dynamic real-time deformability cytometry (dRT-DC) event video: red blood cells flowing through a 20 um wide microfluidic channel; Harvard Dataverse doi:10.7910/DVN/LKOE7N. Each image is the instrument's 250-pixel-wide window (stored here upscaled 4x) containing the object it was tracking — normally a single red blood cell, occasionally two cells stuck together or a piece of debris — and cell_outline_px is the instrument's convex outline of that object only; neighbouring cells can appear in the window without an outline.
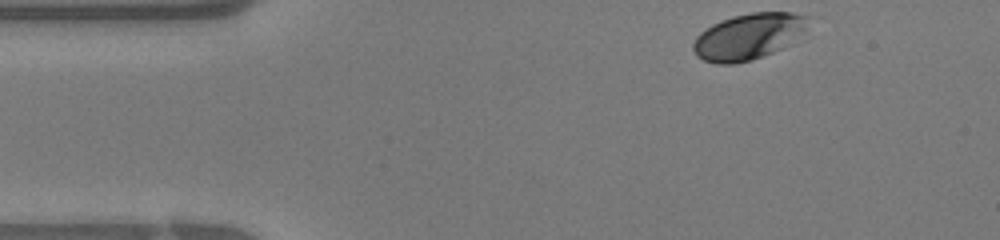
{"species": "human", "species_latin": "Homo sapiens", "temperature_condition": "warm", "stored_images_in_passage": 35, "camera_frame_rate_fps": 3000, "um_per_image_px": 0.085, "donor": {"sex": "female"}, "frame": {"image": 1, "passage_image": 1, "time_ms": 0.0, "image_size_px": [1000, 240], "cell_outline_px": [[808, 16], [804, 32], [780, 48], [772, 52], [752, 60], [736, 64], [716, 64], [704, 60], [696, 56], [692, 48], [692, 44], [696, 36], [700, 32], [712, 24], [720, 20], [732, 16], [752, 12], [792, 12]], "centroid_in_image_um": [63.55, 3.1], "position_along_channel_um": 21.5, "area_um2": 30.75}}
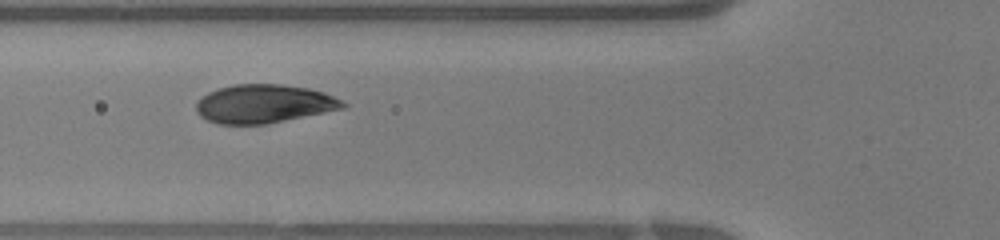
{"frame": {"image": 2, "passage_image": 10, "time_ms": 3.0, "image_size_px": [1000, 240], "cell_outline_px": [[348, 104], [344, 108], [264, 124], [220, 124], [208, 120], [200, 116], [196, 112], [196, 104], [208, 92], [216, 88], [232, 84], [284, 84], [308, 88], [324, 92]], "centroid_in_image_um": [22.41, 8.81], "position_along_channel_um": 103.4, "area_um2": 32.71}}
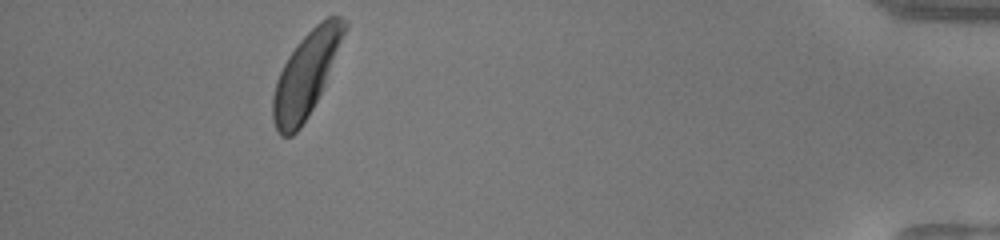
{"frame": {"image": 3, "passage_image": 32, "time_ms": 10.333, "image_size_px": [1000, 240], "cell_outline_px": [[348, 28], [324, 84], [308, 116], [300, 128], [292, 136], [280, 136], [276, 132], [272, 120], [272, 96], [276, 80], [288, 56], [300, 40], [320, 20], [328, 16], [340, 16], [348, 20]], "centroid_in_image_um": [26.0, 6.32], "position_along_channel_um": 409.2, "area_um2": 34.85}}